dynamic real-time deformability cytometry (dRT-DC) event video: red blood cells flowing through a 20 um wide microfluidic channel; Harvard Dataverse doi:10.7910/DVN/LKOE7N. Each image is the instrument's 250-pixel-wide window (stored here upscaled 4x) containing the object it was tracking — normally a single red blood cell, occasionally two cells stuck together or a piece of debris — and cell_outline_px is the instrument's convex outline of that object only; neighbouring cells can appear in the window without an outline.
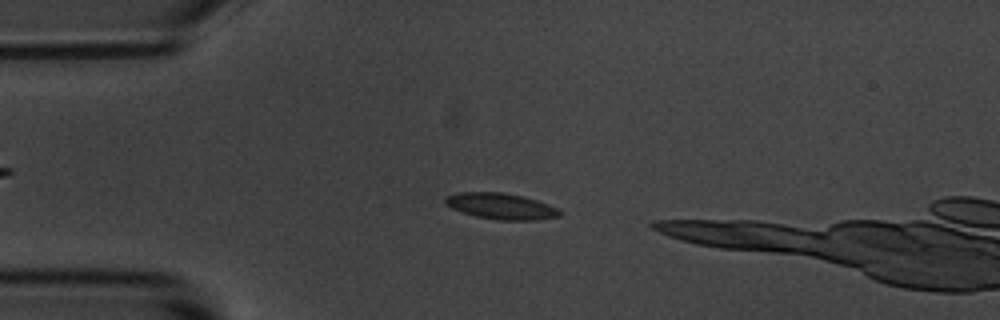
{"species": "common noctule bat (a hibernating species)", "species_latin": "Nyctalus noctula", "temperature_condition": "room temperature", "stored_images_in_passage": 1, "camera_frame_rate_fps": 3000, "um_per_image_px": 0.085, "animal": {"sex": "male", "body_mass_g": 20.1, "forearm_length_mm": 53.5}, "frame": {"image": 1, "passage_image": 1, "time_ms": 0.0, "image_size_px": [1000, 320], "cell_outline_px": [[564, 212], [560, 216], [536, 220], [496, 220], [476, 216], [452, 208], [444, 204], [444, 196], [456, 192], [504, 192], [524, 196], [560, 208]], "centroid_in_image_um": [42.6, 17.52], "position_along_channel_um": 42.4, "area_um2": 17.69}}